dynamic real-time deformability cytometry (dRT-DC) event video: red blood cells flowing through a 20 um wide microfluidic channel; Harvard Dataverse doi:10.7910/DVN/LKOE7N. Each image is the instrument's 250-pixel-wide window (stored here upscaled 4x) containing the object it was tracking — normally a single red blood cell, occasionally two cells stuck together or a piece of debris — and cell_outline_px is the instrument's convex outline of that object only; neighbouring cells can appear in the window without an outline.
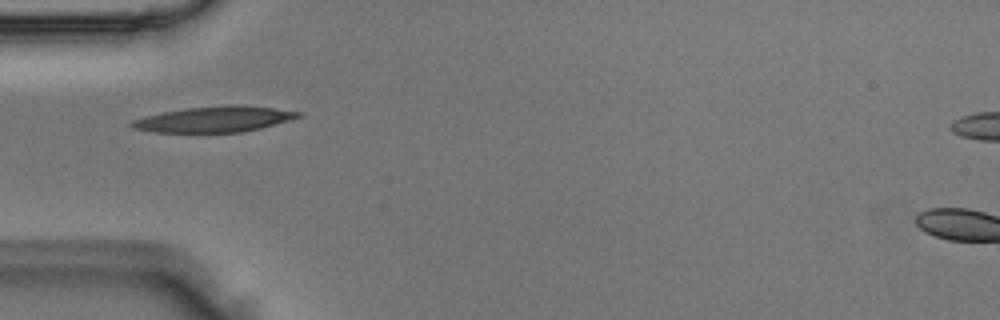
{"species": "Egyptian fruit bat (a non-hibernating species)", "species_latin": "Rousettus aegyptiacus", "temperature_condition": "room temperature", "stored_images_in_passage": 1, "camera_frame_rate_fps": 3000, "um_per_image_px": 0.085, "animal": {"sex": "male"}, "frame": {"image": 1, "passage_image": 1, "time_ms": 0.0, "image_size_px": [1000, 320], "cell_outline_px": [[304, 112], [300, 116], [288, 120], [260, 128], [244, 132], [156, 132], [132, 128], [128, 124], [132, 120], [144, 116], [164, 112], [188, 108], [228, 104], [240, 104]], "centroid_in_image_um": [18.2, 10.12], "position_along_channel_um": 66.8, "area_um2": 24.85}}